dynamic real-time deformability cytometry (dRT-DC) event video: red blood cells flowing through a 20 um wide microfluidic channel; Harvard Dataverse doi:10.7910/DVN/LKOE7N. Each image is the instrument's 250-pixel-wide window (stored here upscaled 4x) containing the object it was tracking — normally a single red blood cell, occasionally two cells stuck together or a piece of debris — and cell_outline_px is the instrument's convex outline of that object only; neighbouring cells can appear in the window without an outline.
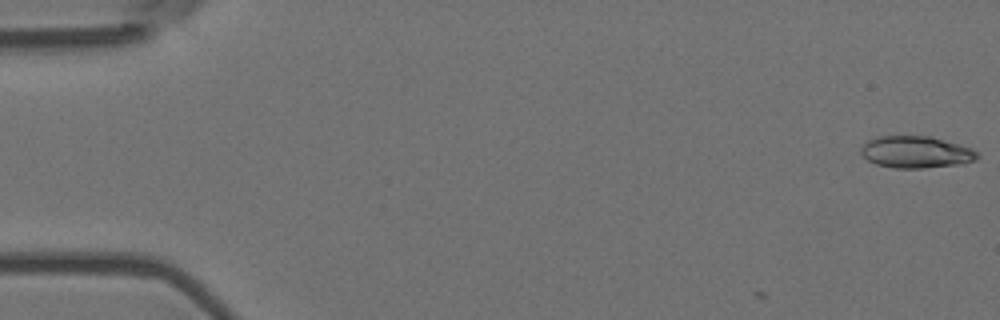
{"species": "Egyptian fruit bat (a non-hibernating species)", "species_latin": "Rousettus aegyptiacus", "temperature_condition": "room temperature", "stored_images_in_passage": 3, "camera_frame_rate_fps": 3000, "um_per_image_px": 0.085, "animal": {"sex": "female"}, "frame": {"image": 1, "passage_image": 1, "time_ms": 0.0, "image_size_px": [1000, 320], "cell_outline_px": [[980, 156], [976, 160], [956, 164], [924, 168], [896, 168], [876, 164], [868, 160], [860, 152], [860, 148], [868, 140], [876, 136], [932, 136], [972, 148], [980, 152]], "centroid_in_image_um": [77.87, 12.91], "position_along_channel_um": 7.1, "area_um2": 21.68}}